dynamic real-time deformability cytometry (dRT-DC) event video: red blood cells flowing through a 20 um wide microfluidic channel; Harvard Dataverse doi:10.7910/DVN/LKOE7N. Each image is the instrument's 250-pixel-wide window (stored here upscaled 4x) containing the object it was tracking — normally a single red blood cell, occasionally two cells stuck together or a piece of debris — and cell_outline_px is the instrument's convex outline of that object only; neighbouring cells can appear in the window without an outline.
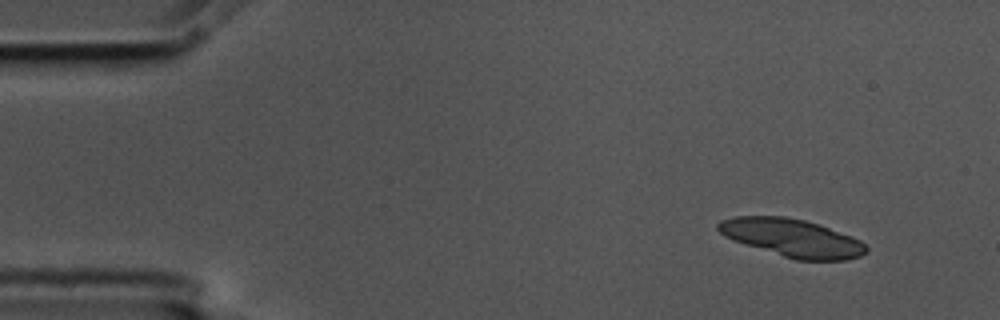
{"species": "common noctule bat (a hibernating species)", "species_latin": "Nyctalus noctula", "temperature_condition": "cold", "stored_images_in_passage": 4, "camera_frame_rate_fps": 3000, "um_per_image_px": 0.085, "animal": {"sex": "male", "body_mass_g": 17.5, "forearm_length_mm": 52.3}, "frame": {"image": 1, "passage_image": 1, "time_ms": 0.0, "image_size_px": [1000, 320], "cell_outline_px": [[868, 252], [860, 256], [848, 260], [796, 260], [744, 244], [732, 240], [724, 236], [716, 228], [716, 224], [720, 220], [732, 216], [784, 216], [804, 220], [852, 236], [860, 240], [868, 248]], "centroid_in_image_um": [67.3, 20.22], "position_along_channel_um": 17.7, "area_um2": 32.66}}